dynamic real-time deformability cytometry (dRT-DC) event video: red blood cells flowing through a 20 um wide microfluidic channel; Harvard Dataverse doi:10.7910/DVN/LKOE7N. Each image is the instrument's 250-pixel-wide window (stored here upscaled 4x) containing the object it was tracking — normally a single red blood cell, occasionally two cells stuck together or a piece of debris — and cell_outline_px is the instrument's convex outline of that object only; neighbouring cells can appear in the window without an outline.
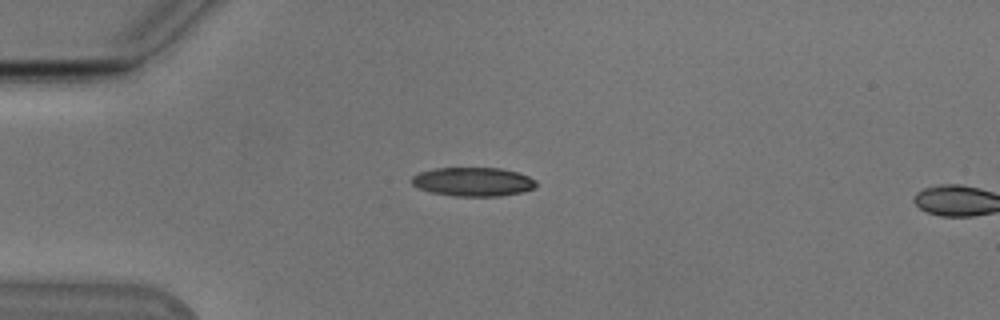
{"species": "Egyptian fruit bat (a non-hibernating species)", "species_latin": "Rousettus aegyptiacus", "temperature_condition": "cold", "stored_images_in_passage": 15, "camera_frame_rate_fps": 3000, "um_per_image_px": 0.085, "animal": {"sex": "male"}, "frame": {"image": 1, "passage_image": 13, "time_ms": 4.0, "image_size_px": [1000, 320], "cell_outline_px": [[536, 188], [520, 192], [500, 196], [452, 196], [432, 192], [420, 188], [412, 184], [412, 176], [420, 172], [432, 168], [500, 168], [516, 172], [528, 176], [536, 180]], "centroid_in_image_um": [40.21, 15.45], "position_along_channel_um": 44.8, "area_um2": 20.87}}